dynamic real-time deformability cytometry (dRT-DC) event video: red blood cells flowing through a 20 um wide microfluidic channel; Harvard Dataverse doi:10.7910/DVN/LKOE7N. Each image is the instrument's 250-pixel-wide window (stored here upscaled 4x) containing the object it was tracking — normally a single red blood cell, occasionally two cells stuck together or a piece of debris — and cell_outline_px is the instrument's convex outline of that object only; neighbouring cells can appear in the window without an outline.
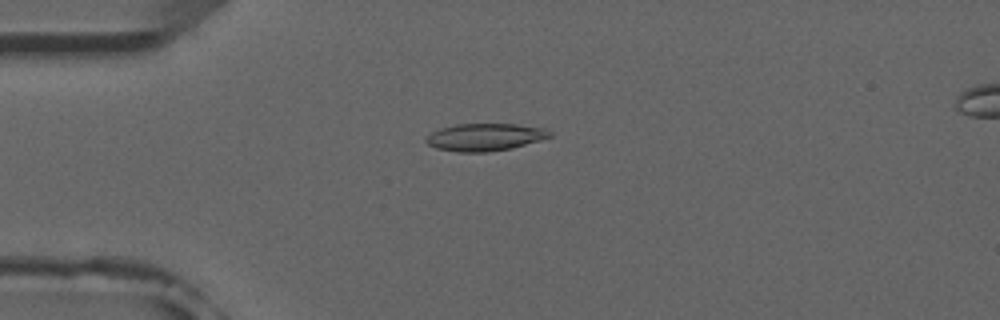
{"species": "common noctule bat (a hibernating species)", "species_latin": "Nyctalus noctula", "temperature_condition": "room temperature", "stored_images_in_passage": 7, "camera_frame_rate_fps": 3000, "um_per_image_px": 0.085, "animal": {"sex": "male", "forearm_length_mm": 52.5}, "frame": {"image": 1, "passage_image": 3, "time_ms": 2.333, "image_size_px": [1000, 320], "cell_outline_px": [[552, 136], [540, 140], [512, 148], [488, 152], [456, 152], [436, 148], [428, 144], [424, 140], [424, 136], [440, 128], [456, 124], [516, 124], [544, 128], [552, 132]], "centroid_in_image_um": [41.19, 11.65], "position_along_channel_um": 43.8, "area_um2": 19.88}}
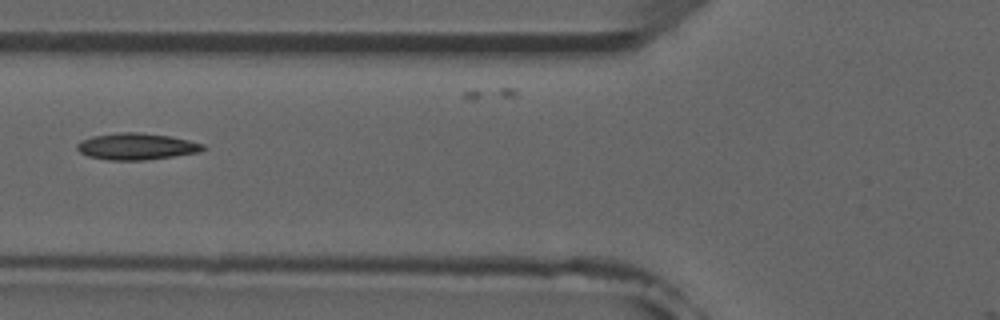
{"frame": {"image": 2, "passage_image": 5, "time_ms": 4.667, "image_size_px": [1000, 320], "cell_outline_px": [[204, 148], [200, 152], [144, 160], [108, 160], [88, 156], [80, 152], [76, 148], [76, 144], [80, 140], [92, 136], [120, 132], [136, 132], [168, 136], [188, 140], [204, 144]], "centroid_in_image_um": [11.55, 12.45], "position_along_channel_um": 114.2, "area_um2": 19.36}}
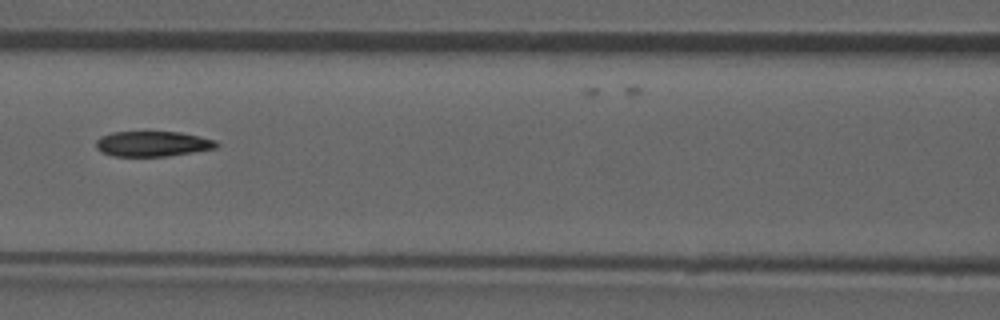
{"frame": {"image": 3, "passage_image": 6, "time_ms": 5.667, "image_size_px": [1000, 320], "cell_outline_px": [[220, 144], [216, 148], [168, 156], [112, 156], [100, 152], [96, 148], [96, 140], [100, 136], [112, 132], [180, 132], [200, 136], [216, 140]], "centroid_in_image_um": [12.96, 12.22], "position_along_channel_um": 153.6, "area_um2": 17.86}}